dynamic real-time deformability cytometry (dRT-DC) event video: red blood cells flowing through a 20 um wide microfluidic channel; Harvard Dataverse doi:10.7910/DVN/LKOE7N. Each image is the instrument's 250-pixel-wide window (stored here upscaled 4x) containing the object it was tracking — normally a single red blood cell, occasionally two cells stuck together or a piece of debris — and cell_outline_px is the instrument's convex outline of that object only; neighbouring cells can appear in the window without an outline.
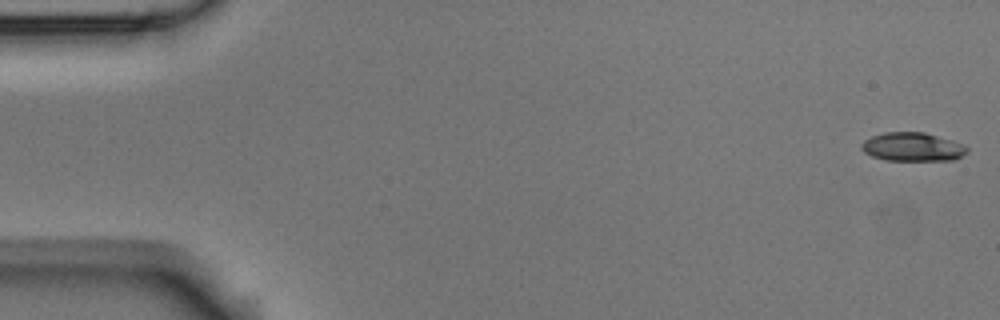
{"species": "Egyptian fruit bat (a non-hibernating species)", "species_latin": "Rousettus aegyptiacus", "temperature_condition": "room temperature", "stored_images_in_passage": 56, "camera_frame_rate_fps": 3000, "um_per_image_px": 0.085, "animal": {"sex": "male"}, "frame": {"image": 1, "passage_image": 1, "time_ms": 0.0, "image_size_px": [1000, 320], "cell_outline_px": [[968, 152], [956, 160], [888, 160], [872, 156], [864, 152], [860, 148], [860, 144], [864, 140], [872, 136], [884, 132], [924, 132], [952, 140], [964, 144], [968, 148]], "centroid_in_image_um": [77.58, 12.48], "position_along_channel_um": 7.4, "area_um2": 17.74}}
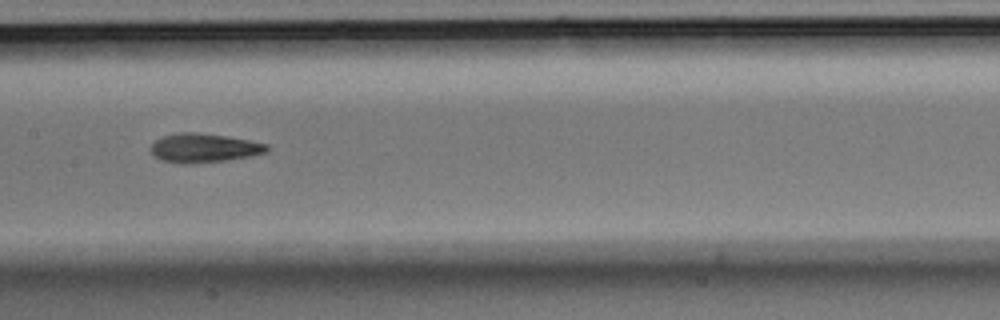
{"frame": {"image": 2, "passage_image": 28, "time_ms": 9.0, "image_size_px": [1000, 320], "cell_outline_px": [[268, 152], [248, 156], [224, 160], [192, 164], [180, 164], [160, 160], [152, 156], [148, 148], [156, 140], [164, 136], [180, 132], [196, 132], [224, 136], [248, 140], [268, 144]], "centroid_in_image_um": [17.26, 12.59], "position_along_channel_um": 190.1, "area_um2": 19.65}}
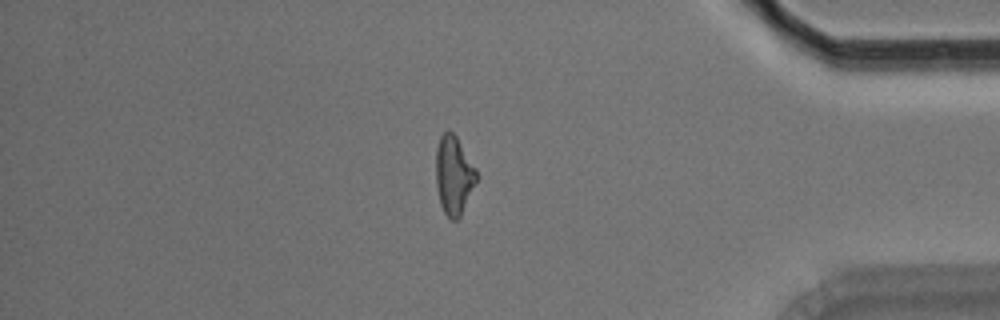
{"frame": {"image": 3, "passage_image": 48, "time_ms": 15.667, "image_size_px": [1000, 320], "cell_outline_px": [[480, 176], [460, 216], [456, 220], [452, 220], [444, 212], [440, 204], [436, 184], [436, 148], [440, 136], [448, 128], [456, 136], [476, 168]], "centroid_in_image_um": [38.59, 14.88], "position_along_channel_um": 396.6, "area_um2": 18.79}, "authors_computed_cell_mechanics": {"area_um2": 18.6983, "velocity_mm_per_s": 3.5687, "shape_relaxation_time_tau1_ms": 6.2824, "shape_relaxation_time_tau2_ms": 4.812, "deformation_change_tau1": 0.1722, "deformation_change_tau2": 0.1422}}